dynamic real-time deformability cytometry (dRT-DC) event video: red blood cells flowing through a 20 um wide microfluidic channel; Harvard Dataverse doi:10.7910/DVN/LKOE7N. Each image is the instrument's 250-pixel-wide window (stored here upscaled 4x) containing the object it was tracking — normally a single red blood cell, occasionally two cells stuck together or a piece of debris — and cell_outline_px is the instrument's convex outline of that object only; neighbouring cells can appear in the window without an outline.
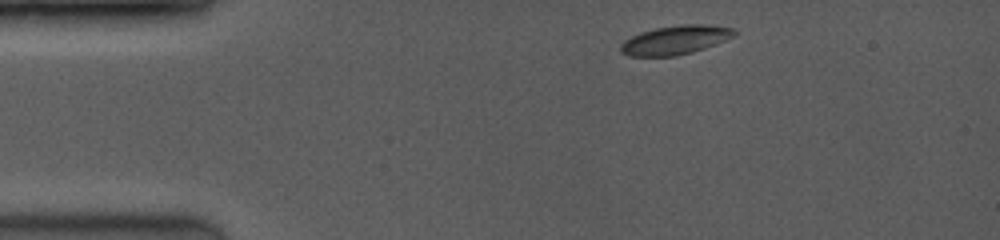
{"species": "common noctule bat (a hibernating species)", "species_latin": "Nyctalus noctula", "temperature_condition": "room temperature", "stored_images_in_passage": 4, "camera_frame_rate_fps": 3500, "um_per_image_px": 0.085, "animal": {"sex": "female", "body_mass_g": 19.0, "forearm_length_mm": 53.3}, "frame": {"image": 1, "passage_image": 1, "time_ms": 0.0, "image_size_px": [1000, 240], "cell_outline_px": [[736, 32], [732, 36], [716, 44], [692, 52], [676, 56], [628, 56], [620, 52], [620, 44], [624, 40], [640, 32], [656, 28], [684, 24], [696, 24], [736, 28]], "centroid_in_image_um": [57.36, 3.41], "position_along_channel_um": 27.6, "area_um2": 19.02}}